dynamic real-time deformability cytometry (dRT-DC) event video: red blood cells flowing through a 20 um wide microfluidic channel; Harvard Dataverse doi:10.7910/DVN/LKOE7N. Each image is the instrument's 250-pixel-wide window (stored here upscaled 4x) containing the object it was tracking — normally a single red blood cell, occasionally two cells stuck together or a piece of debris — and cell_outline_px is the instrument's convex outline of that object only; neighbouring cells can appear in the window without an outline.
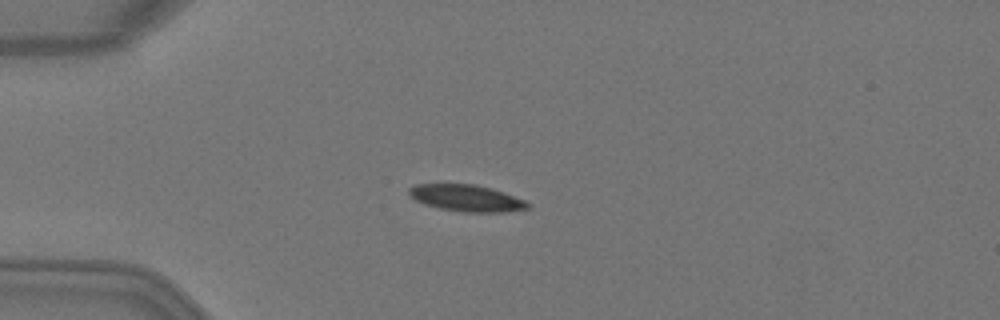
{"species": "Egyptian fruit bat (a non-hibernating species)", "species_latin": "Rousettus aegyptiacus", "temperature_condition": "warm", "stored_images_in_passage": 3, "camera_frame_rate_fps": 3000, "um_per_image_px": 0.085, "animal": {"sex": "female"}, "frame": {"image": 1, "passage_image": 3, "time_ms": 0.667, "image_size_px": [1000, 320], "cell_outline_px": [[532, 204], [528, 208], [504, 212], [464, 212], [440, 208], [424, 204], [416, 200], [408, 192], [408, 188], [416, 184], [476, 184], [492, 188], [504, 192], [524, 200]], "centroid_in_image_um": [39.67, 16.83], "position_along_channel_um": 45.3, "area_um2": 18.38}}